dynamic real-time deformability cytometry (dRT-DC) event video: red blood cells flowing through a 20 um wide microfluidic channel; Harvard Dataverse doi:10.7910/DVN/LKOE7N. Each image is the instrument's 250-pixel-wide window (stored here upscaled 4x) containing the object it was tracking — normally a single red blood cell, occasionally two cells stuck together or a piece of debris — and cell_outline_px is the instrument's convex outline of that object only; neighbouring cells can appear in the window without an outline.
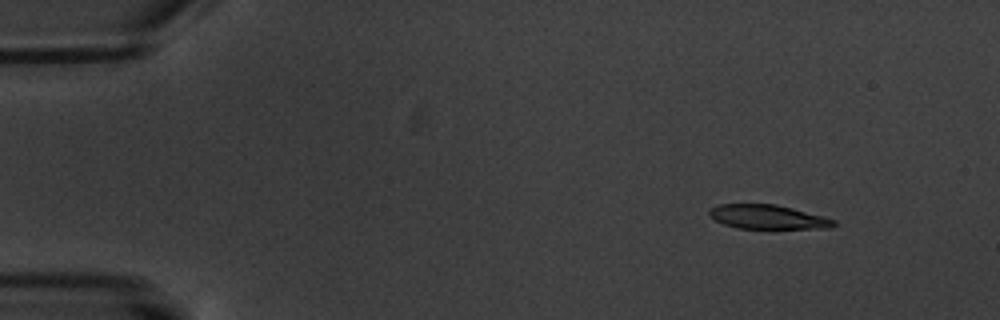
{"species": "common noctule bat (a hibernating species)", "species_latin": "Nyctalus noctula", "temperature_condition": "warm", "stored_images_in_passage": 3, "camera_frame_rate_fps": 3000, "um_per_image_px": 0.085, "animal": {"sex": "male", "body_mass_g": 20.1, "forearm_length_mm": 53.5}, "frame": {"image": 1, "passage_image": 1, "time_ms": 0.0, "image_size_px": [1000, 320], "cell_outline_px": [[836, 224], [832, 228], [736, 228], [724, 224], [708, 216], [708, 212], [712, 208], [720, 204], [776, 204], [824, 216], [836, 220]], "centroid_in_image_um": [65.27, 18.44], "position_along_channel_um": 19.7, "area_um2": 17.46}}